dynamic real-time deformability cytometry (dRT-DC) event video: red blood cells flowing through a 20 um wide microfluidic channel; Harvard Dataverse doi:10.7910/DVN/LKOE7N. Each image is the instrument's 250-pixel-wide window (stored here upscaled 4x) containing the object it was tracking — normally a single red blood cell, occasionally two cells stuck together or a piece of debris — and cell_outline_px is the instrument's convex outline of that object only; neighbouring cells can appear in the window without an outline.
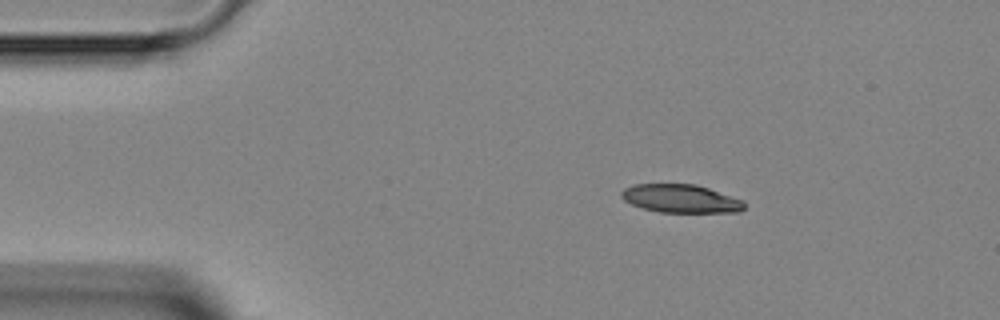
{"species": "Egyptian fruit bat (a non-hibernating species)", "species_latin": "Rousettus aegyptiacus", "temperature_condition": "room temperature", "stored_images_in_passage": 3, "camera_frame_rate_fps": 3000, "um_per_image_px": 0.085, "animal": {"sex": "female"}, "frame": {"image": 1, "passage_image": 1, "time_ms": 0.0, "image_size_px": [1000, 320], "cell_outline_px": [[744, 208], [740, 212], [660, 212], [644, 208], [632, 204], [624, 200], [620, 196], [620, 192], [624, 188], [632, 184], [696, 184], [744, 200]], "centroid_in_image_um": [57.85, 16.87], "position_along_channel_um": 27.1, "area_um2": 20.23}}
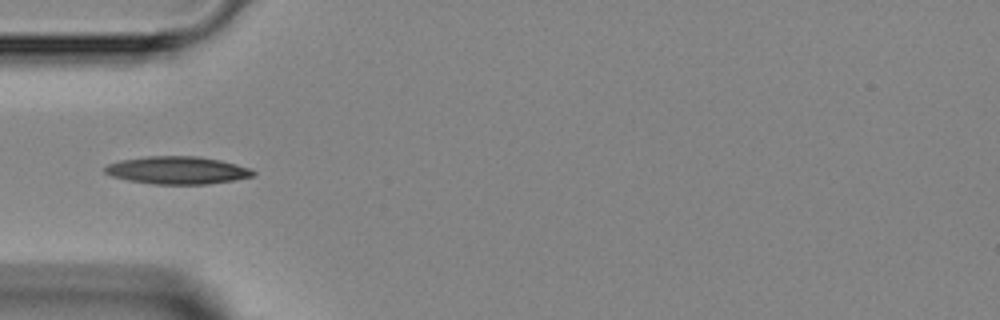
{"frame": {"image": 2, "passage_image": 3, "time_ms": 2.333, "image_size_px": [1000, 320], "cell_outline_px": [[256, 172], [252, 176], [232, 180], [208, 184], [152, 184], [128, 180], [112, 176], [104, 172], [104, 168], [108, 164], [120, 160], [148, 156], [196, 156], [220, 160], [252, 168]], "centroid_in_image_um": [15.07, 14.47], "position_along_channel_um": 69.9, "area_um2": 23.81}}